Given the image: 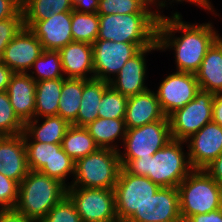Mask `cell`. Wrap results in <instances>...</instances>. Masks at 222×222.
Masks as SVG:
<instances>
[{"instance_id": "d4e9b609", "label": "cell", "mask_w": 222, "mask_h": 222, "mask_svg": "<svg viewBox=\"0 0 222 222\" xmlns=\"http://www.w3.org/2000/svg\"><path fill=\"white\" fill-rule=\"evenodd\" d=\"M100 148L119 151L116 140L123 142L127 128L124 119L97 118L85 126ZM115 143V144H113Z\"/></svg>"}, {"instance_id": "cb8c5ba5", "label": "cell", "mask_w": 222, "mask_h": 222, "mask_svg": "<svg viewBox=\"0 0 222 222\" xmlns=\"http://www.w3.org/2000/svg\"><path fill=\"white\" fill-rule=\"evenodd\" d=\"M108 86L109 82L101 79H83L82 100L77 119L72 125L85 127L98 118L99 103Z\"/></svg>"}, {"instance_id": "ffe728a7", "label": "cell", "mask_w": 222, "mask_h": 222, "mask_svg": "<svg viewBox=\"0 0 222 222\" xmlns=\"http://www.w3.org/2000/svg\"><path fill=\"white\" fill-rule=\"evenodd\" d=\"M59 53L65 78H94L92 44L72 41L60 49Z\"/></svg>"}, {"instance_id": "6da1fadb", "label": "cell", "mask_w": 222, "mask_h": 222, "mask_svg": "<svg viewBox=\"0 0 222 222\" xmlns=\"http://www.w3.org/2000/svg\"><path fill=\"white\" fill-rule=\"evenodd\" d=\"M182 33L179 37L175 33ZM220 37L212 22L196 24L183 21L175 11L170 17H159L157 43L160 51L174 50L176 71L196 73L207 50Z\"/></svg>"}, {"instance_id": "5bb4252c", "label": "cell", "mask_w": 222, "mask_h": 222, "mask_svg": "<svg viewBox=\"0 0 222 222\" xmlns=\"http://www.w3.org/2000/svg\"><path fill=\"white\" fill-rule=\"evenodd\" d=\"M185 142L192 168L204 169L222 153V127L211 121Z\"/></svg>"}, {"instance_id": "8fae6325", "label": "cell", "mask_w": 222, "mask_h": 222, "mask_svg": "<svg viewBox=\"0 0 222 222\" xmlns=\"http://www.w3.org/2000/svg\"><path fill=\"white\" fill-rule=\"evenodd\" d=\"M94 78L109 82L141 49L134 43L97 39L93 44ZM112 76V77H111Z\"/></svg>"}, {"instance_id": "ee69618b", "label": "cell", "mask_w": 222, "mask_h": 222, "mask_svg": "<svg viewBox=\"0 0 222 222\" xmlns=\"http://www.w3.org/2000/svg\"><path fill=\"white\" fill-rule=\"evenodd\" d=\"M185 222H222V211L216 209L209 213L192 215Z\"/></svg>"}, {"instance_id": "5b68a950", "label": "cell", "mask_w": 222, "mask_h": 222, "mask_svg": "<svg viewBox=\"0 0 222 222\" xmlns=\"http://www.w3.org/2000/svg\"><path fill=\"white\" fill-rule=\"evenodd\" d=\"M177 189L182 222L192 215L220 209L222 186L204 169H193Z\"/></svg>"}, {"instance_id": "30bf717a", "label": "cell", "mask_w": 222, "mask_h": 222, "mask_svg": "<svg viewBox=\"0 0 222 222\" xmlns=\"http://www.w3.org/2000/svg\"><path fill=\"white\" fill-rule=\"evenodd\" d=\"M160 188L148 177L134 175L121 168L114 186L118 221H127Z\"/></svg>"}, {"instance_id": "d590c367", "label": "cell", "mask_w": 222, "mask_h": 222, "mask_svg": "<svg viewBox=\"0 0 222 222\" xmlns=\"http://www.w3.org/2000/svg\"><path fill=\"white\" fill-rule=\"evenodd\" d=\"M24 132V123L14 113L7 91L0 92V136H13Z\"/></svg>"}, {"instance_id": "9a60e30c", "label": "cell", "mask_w": 222, "mask_h": 222, "mask_svg": "<svg viewBox=\"0 0 222 222\" xmlns=\"http://www.w3.org/2000/svg\"><path fill=\"white\" fill-rule=\"evenodd\" d=\"M43 50L39 39L28 28L23 27L9 42L0 61L13 73H28Z\"/></svg>"}, {"instance_id": "7dc6e473", "label": "cell", "mask_w": 222, "mask_h": 222, "mask_svg": "<svg viewBox=\"0 0 222 222\" xmlns=\"http://www.w3.org/2000/svg\"><path fill=\"white\" fill-rule=\"evenodd\" d=\"M13 72L0 61V92L6 91Z\"/></svg>"}, {"instance_id": "f1b7e54d", "label": "cell", "mask_w": 222, "mask_h": 222, "mask_svg": "<svg viewBox=\"0 0 222 222\" xmlns=\"http://www.w3.org/2000/svg\"><path fill=\"white\" fill-rule=\"evenodd\" d=\"M83 93V79L63 78L58 114L72 124L77 119Z\"/></svg>"}, {"instance_id": "f35d334b", "label": "cell", "mask_w": 222, "mask_h": 222, "mask_svg": "<svg viewBox=\"0 0 222 222\" xmlns=\"http://www.w3.org/2000/svg\"><path fill=\"white\" fill-rule=\"evenodd\" d=\"M18 193L19 183L0 172V209H14Z\"/></svg>"}, {"instance_id": "4316f807", "label": "cell", "mask_w": 222, "mask_h": 222, "mask_svg": "<svg viewBox=\"0 0 222 222\" xmlns=\"http://www.w3.org/2000/svg\"><path fill=\"white\" fill-rule=\"evenodd\" d=\"M62 85L63 78L36 82L35 118L42 120L43 117L58 114Z\"/></svg>"}, {"instance_id": "e0dca14e", "label": "cell", "mask_w": 222, "mask_h": 222, "mask_svg": "<svg viewBox=\"0 0 222 222\" xmlns=\"http://www.w3.org/2000/svg\"><path fill=\"white\" fill-rule=\"evenodd\" d=\"M29 30L39 39L44 50L59 51L73 41L71 12L53 13L48 20L35 22Z\"/></svg>"}, {"instance_id": "2e32d148", "label": "cell", "mask_w": 222, "mask_h": 222, "mask_svg": "<svg viewBox=\"0 0 222 222\" xmlns=\"http://www.w3.org/2000/svg\"><path fill=\"white\" fill-rule=\"evenodd\" d=\"M158 51L157 41L149 47L141 49L135 56L126 61L119 73L109 81V85L120 94L131 97L149 88L145 85L147 78L146 55Z\"/></svg>"}, {"instance_id": "f546056e", "label": "cell", "mask_w": 222, "mask_h": 222, "mask_svg": "<svg viewBox=\"0 0 222 222\" xmlns=\"http://www.w3.org/2000/svg\"><path fill=\"white\" fill-rule=\"evenodd\" d=\"M30 69L32 70H29L28 74L36 82L65 78L59 51L43 50Z\"/></svg>"}, {"instance_id": "603a6c76", "label": "cell", "mask_w": 222, "mask_h": 222, "mask_svg": "<svg viewBox=\"0 0 222 222\" xmlns=\"http://www.w3.org/2000/svg\"><path fill=\"white\" fill-rule=\"evenodd\" d=\"M42 119L44 121L41 124H39L38 118L31 119L24 124V141L61 144L71 124L59 115Z\"/></svg>"}, {"instance_id": "7402d4cb", "label": "cell", "mask_w": 222, "mask_h": 222, "mask_svg": "<svg viewBox=\"0 0 222 222\" xmlns=\"http://www.w3.org/2000/svg\"><path fill=\"white\" fill-rule=\"evenodd\" d=\"M195 75L200 89L222 93V35L207 50Z\"/></svg>"}, {"instance_id": "7c38bea8", "label": "cell", "mask_w": 222, "mask_h": 222, "mask_svg": "<svg viewBox=\"0 0 222 222\" xmlns=\"http://www.w3.org/2000/svg\"><path fill=\"white\" fill-rule=\"evenodd\" d=\"M157 89L161 109L169 116L193 100L200 87L194 73L176 71L166 76Z\"/></svg>"}, {"instance_id": "83f0119b", "label": "cell", "mask_w": 222, "mask_h": 222, "mask_svg": "<svg viewBox=\"0 0 222 222\" xmlns=\"http://www.w3.org/2000/svg\"><path fill=\"white\" fill-rule=\"evenodd\" d=\"M64 152L74 161L96 152L100 147L84 126L70 125L61 143Z\"/></svg>"}, {"instance_id": "8992f818", "label": "cell", "mask_w": 222, "mask_h": 222, "mask_svg": "<svg viewBox=\"0 0 222 222\" xmlns=\"http://www.w3.org/2000/svg\"><path fill=\"white\" fill-rule=\"evenodd\" d=\"M121 168L118 151L99 148L75 161L70 187L114 189Z\"/></svg>"}, {"instance_id": "d6a6232c", "label": "cell", "mask_w": 222, "mask_h": 222, "mask_svg": "<svg viewBox=\"0 0 222 222\" xmlns=\"http://www.w3.org/2000/svg\"><path fill=\"white\" fill-rule=\"evenodd\" d=\"M128 97L120 94L110 85L104 90L98 108V118L125 119Z\"/></svg>"}, {"instance_id": "ab89813d", "label": "cell", "mask_w": 222, "mask_h": 222, "mask_svg": "<svg viewBox=\"0 0 222 222\" xmlns=\"http://www.w3.org/2000/svg\"><path fill=\"white\" fill-rule=\"evenodd\" d=\"M168 1H170V3H167ZM150 0V3L153 6H155L157 9L156 14L159 17H162L164 14H161V10H163V8L168 7L167 5L170 4V6L172 5V3H181V2H190V4H194L197 7H201L202 9H204L205 11L207 10L208 12H213L212 14L214 15H218L217 12L215 13L213 4H211L210 0ZM160 9V10H159Z\"/></svg>"}, {"instance_id": "836d02e7", "label": "cell", "mask_w": 222, "mask_h": 222, "mask_svg": "<svg viewBox=\"0 0 222 222\" xmlns=\"http://www.w3.org/2000/svg\"><path fill=\"white\" fill-rule=\"evenodd\" d=\"M27 151V164L29 170L40 171L42 167L51 161L61 144L42 143L37 141H24Z\"/></svg>"}, {"instance_id": "f6af8a7d", "label": "cell", "mask_w": 222, "mask_h": 222, "mask_svg": "<svg viewBox=\"0 0 222 222\" xmlns=\"http://www.w3.org/2000/svg\"><path fill=\"white\" fill-rule=\"evenodd\" d=\"M0 222H35L15 209H0Z\"/></svg>"}, {"instance_id": "4fadbf2b", "label": "cell", "mask_w": 222, "mask_h": 222, "mask_svg": "<svg viewBox=\"0 0 222 222\" xmlns=\"http://www.w3.org/2000/svg\"><path fill=\"white\" fill-rule=\"evenodd\" d=\"M126 222H182L178 189L161 187Z\"/></svg>"}, {"instance_id": "7a4b0ae2", "label": "cell", "mask_w": 222, "mask_h": 222, "mask_svg": "<svg viewBox=\"0 0 222 222\" xmlns=\"http://www.w3.org/2000/svg\"><path fill=\"white\" fill-rule=\"evenodd\" d=\"M186 142L172 139L152 157L120 159L122 168L131 174L148 177L160 187H174L193 170L188 152L183 149Z\"/></svg>"}, {"instance_id": "3957f363", "label": "cell", "mask_w": 222, "mask_h": 222, "mask_svg": "<svg viewBox=\"0 0 222 222\" xmlns=\"http://www.w3.org/2000/svg\"><path fill=\"white\" fill-rule=\"evenodd\" d=\"M66 190L67 187L57 179L29 170L19 183L14 209L35 222H41L49 210L66 196Z\"/></svg>"}, {"instance_id": "74e56055", "label": "cell", "mask_w": 222, "mask_h": 222, "mask_svg": "<svg viewBox=\"0 0 222 222\" xmlns=\"http://www.w3.org/2000/svg\"><path fill=\"white\" fill-rule=\"evenodd\" d=\"M24 27L22 10L14 17L0 20V58L9 42Z\"/></svg>"}, {"instance_id": "44dd1931", "label": "cell", "mask_w": 222, "mask_h": 222, "mask_svg": "<svg viewBox=\"0 0 222 222\" xmlns=\"http://www.w3.org/2000/svg\"><path fill=\"white\" fill-rule=\"evenodd\" d=\"M165 117L154 90L149 88L142 93L128 97L124 119L127 129L141 127Z\"/></svg>"}, {"instance_id": "e575fe53", "label": "cell", "mask_w": 222, "mask_h": 222, "mask_svg": "<svg viewBox=\"0 0 222 222\" xmlns=\"http://www.w3.org/2000/svg\"><path fill=\"white\" fill-rule=\"evenodd\" d=\"M74 166L75 161L72 160L61 148L56 152L51 161L46 163L39 172L57 179L66 187H70L71 183H68L66 179L68 178V175H71L70 177L74 176Z\"/></svg>"}, {"instance_id": "277c9868", "label": "cell", "mask_w": 222, "mask_h": 222, "mask_svg": "<svg viewBox=\"0 0 222 222\" xmlns=\"http://www.w3.org/2000/svg\"><path fill=\"white\" fill-rule=\"evenodd\" d=\"M158 20L156 13L99 15L97 39L134 43L143 49L157 41Z\"/></svg>"}, {"instance_id": "9c48e42d", "label": "cell", "mask_w": 222, "mask_h": 222, "mask_svg": "<svg viewBox=\"0 0 222 222\" xmlns=\"http://www.w3.org/2000/svg\"><path fill=\"white\" fill-rule=\"evenodd\" d=\"M214 96L200 89L193 100L168 116L172 139L185 141L212 121Z\"/></svg>"}, {"instance_id": "8d00e7d4", "label": "cell", "mask_w": 222, "mask_h": 222, "mask_svg": "<svg viewBox=\"0 0 222 222\" xmlns=\"http://www.w3.org/2000/svg\"><path fill=\"white\" fill-rule=\"evenodd\" d=\"M41 222H82L70 198L64 196Z\"/></svg>"}, {"instance_id": "60d3db41", "label": "cell", "mask_w": 222, "mask_h": 222, "mask_svg": "<svg viewBox=\"0 0 222 222\" xmlns=\"http://www.w3.org/2000/svg\"><path fill=\"white\" fill-rule=\"evenodd\" d=\"M21 11L20 0H0V20L16 16Z\"/></svg>"}, {"instance_id": "484cf974", "label": "cell", "mask_w": 222, "mask_h": 222, "mask_svg": "<svg viewBox=\"0 0 222 222\" xmlns=\"http://www.w3.org/2000/svg\"><path fill=\"white\" fill-rule=\"evenodd\" d=\"M21 10L24 27L29 29L39 20H48L53 13L72 12L74 8L71 0H23Z\"/></svg>"}, {"instance_id": "7bdbcfd3", "label": "cell", "mask_w": 222, "mask_h": 222, "mask_svg": "<svg viewBox=\"0 0 222 222\" xmlns=\"http://www.w3.org/2000/svg\"><path fill=\"white\" fill-rule=\"evenodd\" d=\"M75 11L80 13H96L99 0H71Z\"/></svg>"}, {"instance_id": "ba28073f", "label": "cell", "mask_w": 222, "mask_h": 222, "mask_svg": "<svg viewBox=\"0 0 222 222\" xmlns=\"http://www.w3.org/2000/svg\"><path fill=\"white\" fill-rule=\"evenodd\" d=\"M172 140L169 117L162 120L127 129L123 140L125 152H120V159H136L139 157H152L159 149H162Z\"/></svg>"}, {"instance_id": "4dcf8cb0", "label": "cell", "mask_w": 222, "mask_h": 222, "mask_svg": "<svg viewBox=\"0 0 222 222\" xmlns=\"http://www.w3.org/2000/svg\"><path fill=\"white\" fill-rule=\"evenodd\" d=\"M71 33L73 41L93 44L99 33V15L73 10L71 12Z\"/></svg>"}, {"instance_id": "ac0fdd59", "label": "cell", "mask_w": 222, "mask_h": 222, "mask_svg": "<svg viewBox=\"0 0 222 222\" xmlns=\"http://www.w3.org/2000/svg\"><path fill=\"white\" fill-rule=\"evenodd\" d=\"M0 172L18 183L28 174L27 151L23 133L0 136Z\"/></svg>"}, {"instance_id": "52a82bcc", "label": "cell", "mask_w": 222, "mask_h": 222, "mask_svg": "<svg viewBox=\"0 0 222 222\" xmlns=\"http://www.w3.org/2000/svg\"><path fill=\"white\" fill-rule=\"evenodd\" d=\"M66 195L82 222H116L114 189L67 187Z\"/></svg>"}, {"instance_id": "1f68e13d", "label": "cell", "mask_w": 222, "mask_h": 222, "mask_svg": "<svg viewBox=\"0 0 222 222\" xmlns=\"http://www.w3.org/2000/svg\"><path fill=\"white\" fill-rule=\"evenodd\" d=\"M150 0H99L97 14L156 13Z\"/></svg>"}, {"instance_id": "b9f144b4", "label": "cell", "mask_w": 222, "mask_h": 222, "mask_svg": "<svg viewBox=\"0 0 222 222\" xmlns=\"http://www.w3.org/2000/svg\"><path fill=\"white\" fill-rule=\"evenodd\" d=\"M204 170L214 179V181L222 186V153L207 165Z\"/></svg>"}, {"instance_id": "d6986e66", "label": "cell", "mask_w": 222, "mask_h": 222, "mask_svg": "<svg viewBox=\"0 0 222 222\" xmlns=\"http://www.w3.org/2000/svg\"><path fill=\"white\" fill-rule=\"evenodd\" d=\"M6 91L14 113L24 124L35 118L36 81L28 73H13Z\"/></svg>"}, {"instance_id": "bcb514c9", "label": "cell", "mask_w": 222, "mask_h": 222, "mask_svg": "<svg viewBox=\"0 0 222 222\" xmlns=\"http://www.w3.org/2000/svg\"><path fill=\"white\" fill-rule=\"evenodd\" d=\"M212 121L222 127V93H216L213 99Z\"/></svg>"}, {"instance_id": "c3c4849f", "label": "cell", "mask_w": 222, "mask_h": 222, "mask_svg": "<svg viewBox=\"0 0 222 222\" xmlns=\"http://www.w3.org/2000/svg\"><path fill=\"white\" fill-rule=\"evenodd\" d=\"M220 209H221V211H222V196H221Z\"/></svg>"}]
</instances>
